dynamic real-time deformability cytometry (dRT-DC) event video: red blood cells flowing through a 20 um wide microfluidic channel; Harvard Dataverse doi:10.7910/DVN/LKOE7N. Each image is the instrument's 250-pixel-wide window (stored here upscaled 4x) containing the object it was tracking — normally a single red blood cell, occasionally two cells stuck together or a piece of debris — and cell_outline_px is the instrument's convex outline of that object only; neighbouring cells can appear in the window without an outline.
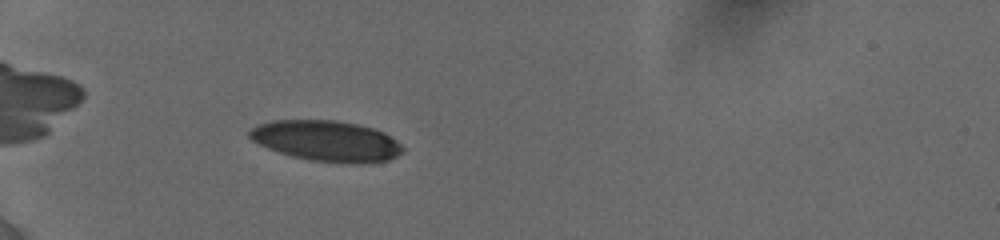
{"species": "human", "species_latin": "Homo sapiens", "temperature_condition": "cold", "stored_images_in_passage": 6, "camera_frame_rate_fps": 3000, "um_per_image_px": 0.085, "donor": {"sex": "female"}, "frame": {"image": 1, "passage_image": 2, "time_ms": 0.667, "image_size_px": [1000, 240], "cell_outline_px": [[404, 152], [388, 160], [368, 164], [364, 164], [308, 160], [292, 156], [268, 148], [252, 140], [248, 136], [248, 132], [252, 128], [260, 124], [272, 120], [336, 120], [356, 124], [372, 128], [384, 132], [396, 140], [404, 148]], "centroid_in_image_um": [27.78, 11.98], "position_along_channel_um": 57.2, "area_um2": 36.3}}
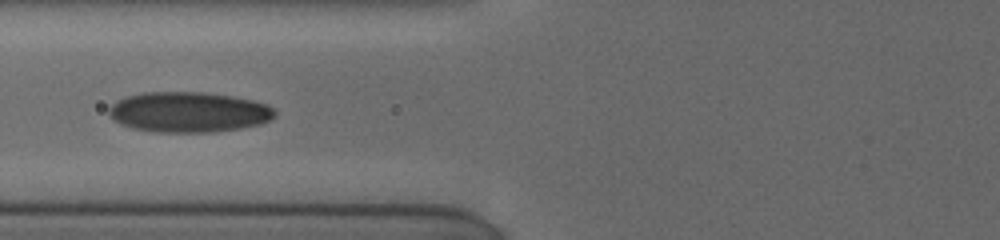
{"frame": {"image": 2, "passage_image": 5, "time_ms": 2.667, "image_size_px": [1000, 240], "cell_outline_px": [[276, 116], [272, 120], [260, 124], [240, 128], [212, 132], [156, 132], [132, 128], [120, 124], [112, 120], [108, 116], [108, 108], [116, 100], [124, 96], [140, 92], [204, 92], [232, 96], [252, 100], [268, 104], [276, 112]], "centroid_in_image_um": [16.0, 9.52], "position_along_channel_um": 109.8, "area_um2": 39.54}}